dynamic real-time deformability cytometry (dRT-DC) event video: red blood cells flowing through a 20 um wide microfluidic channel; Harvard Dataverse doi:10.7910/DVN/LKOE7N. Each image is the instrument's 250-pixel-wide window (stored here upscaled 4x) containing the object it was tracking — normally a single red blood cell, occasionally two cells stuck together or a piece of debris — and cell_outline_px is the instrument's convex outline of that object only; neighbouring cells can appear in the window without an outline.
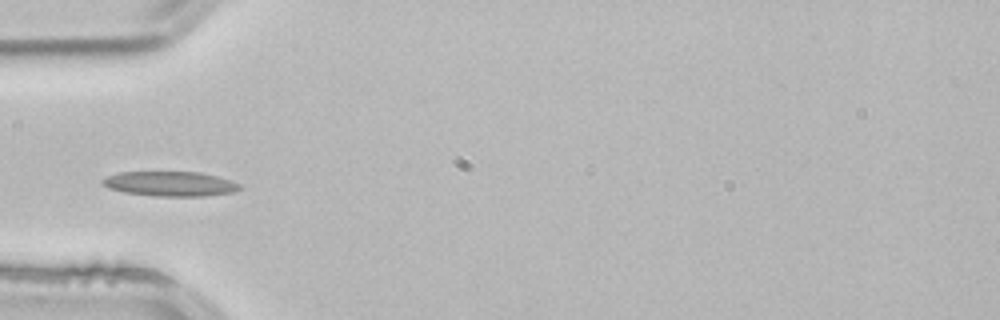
{"species": "common noctule bat (a hibernating species)", "species_latin": "Nyctalus noctula", "temperature_condition": "room temperature", "stored_images_in_passage": 4, "camera_frame_rate_fps": 3000, "um_per_image_px": 0.085, "animal": {"sex": "male", "body_mass_g": 21.5, "forearm_length_mm": 52.0}, "frame": {"image": 1, "passage_image": 4, "time_ms": 1.0, "image_size_px": [1000, 320], "cell_outline_px": [[240, 188], [232, 192], [204, 196], [156, 196], [124, 192], [108, 188], [100, 180], [108, 176], [120, 172], [200, 172], [232, 180], [240, 184]], "centroid_in_image_um": [14.47, 15.62], "position_along_channel_um": 70.5, "area_um2": 19.65}}